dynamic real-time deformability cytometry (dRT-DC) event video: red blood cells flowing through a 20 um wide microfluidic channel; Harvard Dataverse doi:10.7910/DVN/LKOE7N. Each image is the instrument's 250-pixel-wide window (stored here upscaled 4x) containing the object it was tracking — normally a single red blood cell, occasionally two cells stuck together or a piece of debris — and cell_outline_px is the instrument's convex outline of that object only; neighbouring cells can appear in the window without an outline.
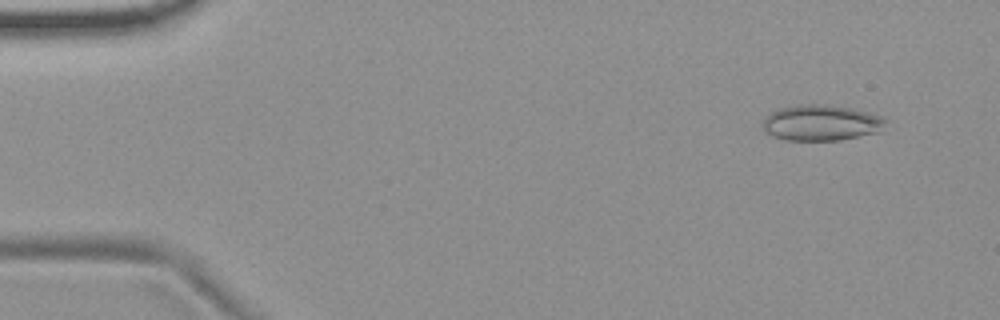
{"species": "common noctule bat (a hibernating species)", "species_latin": "Nyctalus noctula", "temperature_condition": "room temperature", "stored_images_in_passage": 54, "camera_frame_rate_fps": 3000, "um_per_image_px": 0.085, "animal": {"sex": "female", "body_mass_g": 19.9}, "frame": {"image": 1, "passage_image": 4, "time_ms": 1.0, "image_size_px": [1000, 320], "cell_outline_px": [[888, 120], [880, 132], [840, 140], [784, 140], [772, 136], [764, 132], [760, 128], [760, 124], [764, 116], [780, 108], [800, 104], [832, 104], [852, 108], [884, 116]], "centroid_in_image_um": [69.78, 10.43], "position_along_channel_um": 15.2, "area_um2": 26.3}}
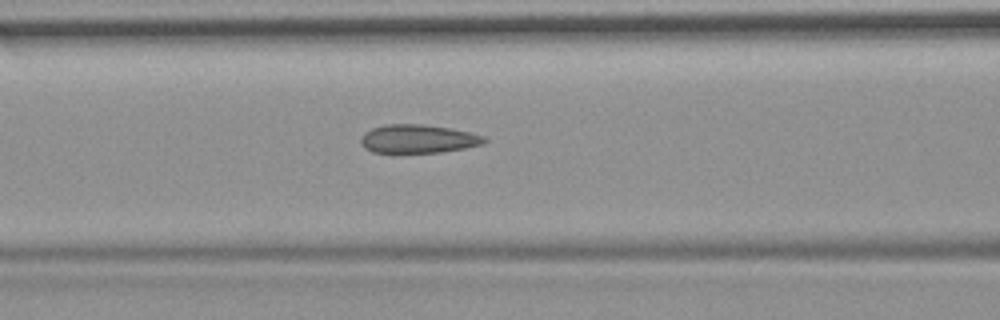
{"frame": {"image": 2, "passage_image": 22, "time_ms": 7.0, "image_size_px": [1000, 320], "cell_outline_px": [[488, 140], [484, 144], [464, 148], [440, 152], [372, 152], [364, 148], [360, 144], [360, 140], [364, 132], [372, 128], [388, 124], [424, 124], [452, 128], [484, 136]], "centroid_in_image_um": [35.53, 11.79], "position_along_channel_um": 131.1, "area_um2": 20.52}}
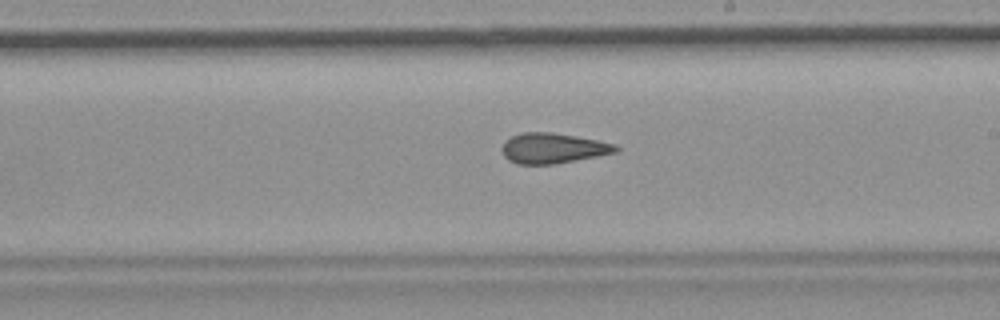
{"frame": {"image": 3, "passage_image": 31, "time_ms": 10.0, "image_size_px": [1000, 320], "cell_outline_px": [[620, 148], [616, 152], [556, 164], [516, 164], [508, 160], [504, 156], [504, 140], [520, 132], [552, 132], [576, 136], [616, 144]], "centroid_in_image_um": [47.0, 12.59], "position_along_channel_um": 242.0, "area_um2": 20.0}, "authors_computed_cell_mechanics": {"area_um2": 20.519, "velocity_mm_per_s": 3.7139, "shape_relaxation_time_tau1_ms": null, "shape_relaxation_time_tau2_ms": 2.7426, "deformation_change_tau1": null, "deformation_change_tau2": 0.0951}}